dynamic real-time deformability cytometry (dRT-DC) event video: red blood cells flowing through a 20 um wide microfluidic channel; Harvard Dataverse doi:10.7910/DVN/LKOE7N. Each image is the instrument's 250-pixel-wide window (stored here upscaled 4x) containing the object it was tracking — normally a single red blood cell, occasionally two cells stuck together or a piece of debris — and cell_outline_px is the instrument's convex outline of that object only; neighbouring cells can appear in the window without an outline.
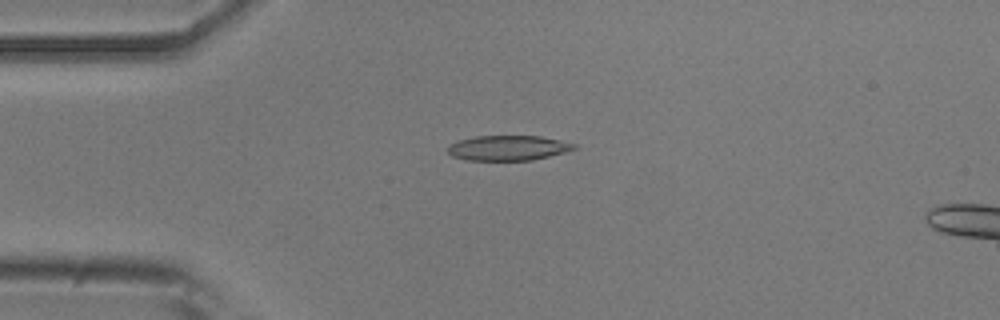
{"species": "common noctule bat (a hibernating species)", "species_latin": "Nyctalus noctula", "temperature_condition": "room temperature", "stored_images_in_passage": 21, "segment_of_instrument_passage": [1, 2], "camera_frame_rate_fps": 3000, "um_per_image_px": 0.085, "animal": {"sex": "male", "body_mass_g": 20.5, "forearm_length_mm": 52.5}, "frame": {"image": 1, "passage_image": 13, "time_ms": 4.0, "image_size_px": [1000, 320], "cell_outline_px": [[576, 148], [564, 152], [532, 160], [464, 160], [452, 156], [448, 152], [448, 148], [452, 144], [460, 140], [476, 136], [540, 136], [560, 140], [576, 144]], "centroid_in_image_um": [43.19, 12.57], "position_along_channel_um": 41.8, "area_um2": 18.21}}
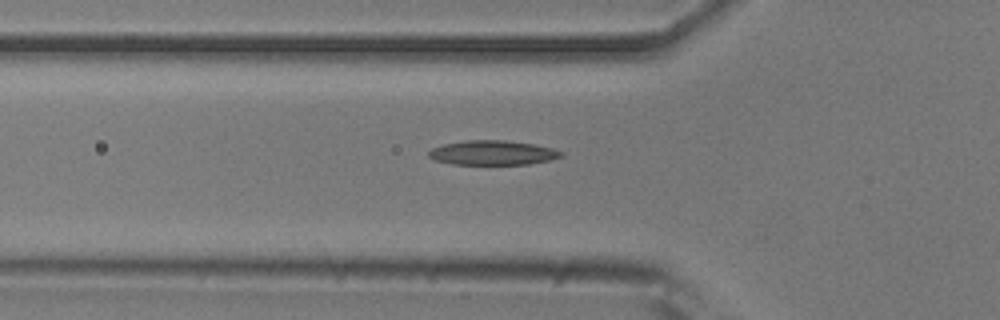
{"frame": {"image": 2, "passage_image": 18, "time_ms": 5.667, "image_size_px": [1000, 320], "cell_outline_px": [[564, 156], [548, 160], [528, 164], [452, 164], [436, 160], [428, 156], [428, 152], [432, 148], [444, 144], [468, 140], [504, 140], [532, 144], [552, 148], [564, 152]], "centroid_in_image_um": [41.88, 12.98], "position_along_channel_um": 83.9, "area_um2": 18.73}}